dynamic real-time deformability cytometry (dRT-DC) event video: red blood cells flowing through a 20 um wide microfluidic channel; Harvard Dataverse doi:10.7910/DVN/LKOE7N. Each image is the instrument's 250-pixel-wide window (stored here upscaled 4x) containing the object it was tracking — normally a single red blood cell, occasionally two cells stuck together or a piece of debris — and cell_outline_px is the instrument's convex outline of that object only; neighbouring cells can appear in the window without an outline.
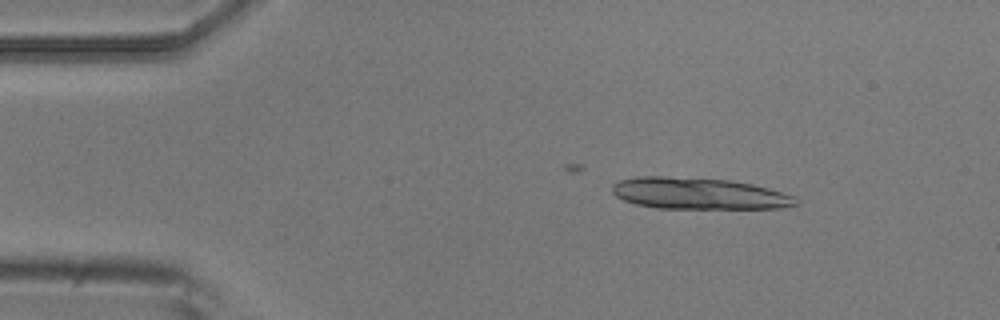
{"species": "common noctule bat (a hibernating species)", "species_latin": "Nyctalus noctula", "temperature_condition": "room temperature", "stored_images_in_passage": 34, "segment_of_instrument_passage": [1, 2], "camera_frame_rate_fps": 3000, "um_per_image_px": 0.085, "animal": {"sex": "male", "body_mass_g": 20.5, "forearm_length_mm": 52.5}, "frame": {"image": 1, "passage_image": 6, "time_ms": 1.667, "image_size_px": [1000, 320], "cell_outline_px": [[800, 204], [780, 208], [660, 208], [636, 204], [624, 200], [616, 196], [612, 192], [612, 184], [620, 180], [640, 176], [664, 176], [728, 180], [752, 184], [768, 188], [796, 196], [800, 200]], "centroid_in_image_um": [59.43, 16.45], "position_along_channel_um": 25.6, "area_um2": 33.7}}